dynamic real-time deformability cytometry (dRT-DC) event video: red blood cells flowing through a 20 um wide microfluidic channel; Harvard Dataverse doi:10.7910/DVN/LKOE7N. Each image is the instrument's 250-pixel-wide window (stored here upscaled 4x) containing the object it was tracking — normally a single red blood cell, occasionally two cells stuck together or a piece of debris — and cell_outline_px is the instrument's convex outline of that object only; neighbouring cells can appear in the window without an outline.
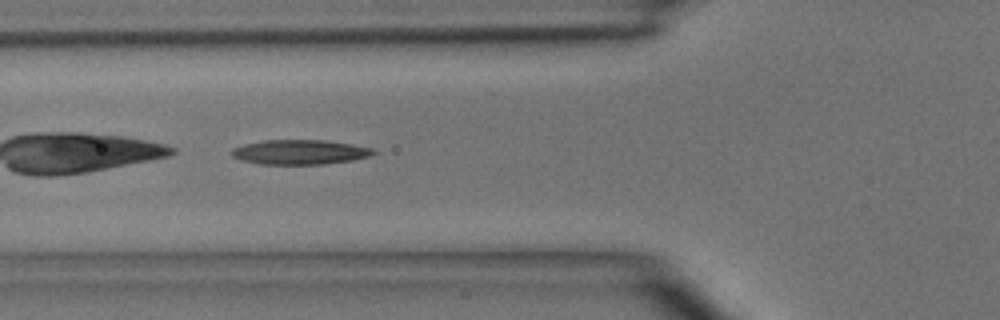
{"species": "common noctule bat (a hibernating species)", "species_latin": "Nyctalus noctula", "temperature_condition": "room temperature", "stored_images_in_passage": 8, "camera_frame_rate_fps": 3000, "um_per_image_px": 0.085, "animal": {"sex": "male", "body_mass_g": 15.6}, "frame": {"image": 1, "passage_image": 5, "time_ms": 4.667, "image_size_px": [1000, 320], "cell_outline_px": [[376, 152], [368, 156], [352, 160], [324, 164], [260, 164], [240, 160], [232, 156], [232, 148], [244, 144], [264, 140], [328, 140], [352, 144], [372, 148]], "centroid_in_image_um": [25.47, 12.92], "position_along_channel_um": 100.3, "area_um2": 20.35}}